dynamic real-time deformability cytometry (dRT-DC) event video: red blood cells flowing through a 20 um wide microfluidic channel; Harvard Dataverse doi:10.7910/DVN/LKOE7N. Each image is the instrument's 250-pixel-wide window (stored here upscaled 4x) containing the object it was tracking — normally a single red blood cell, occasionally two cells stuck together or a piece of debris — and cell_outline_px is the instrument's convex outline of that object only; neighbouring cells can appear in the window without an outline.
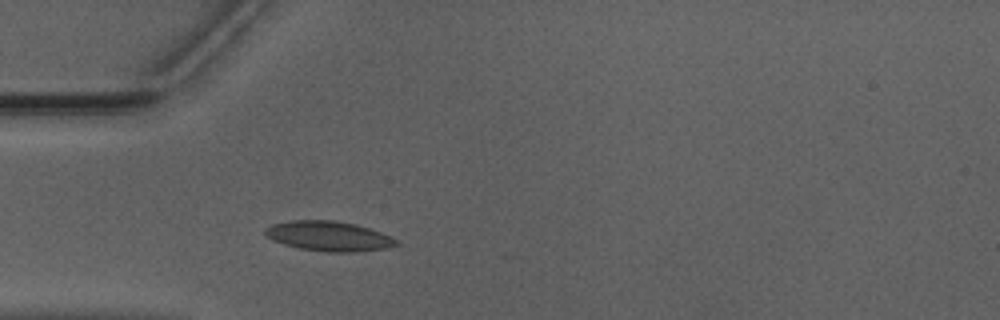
{"species": "Egyptian fruit bat (a non-hibernating species)", "species_latin": "Rousettus aegyptiacus", "temperature_condition": "warm", "stored_images_in_passage": 7, "camera_frame_rate_fps": 3000, "um_per_image_px": 0.085, "animal": {"sex": "male"}, "frame": {"image": 1, "passage_image": 1, "time_ms": 0.0, "image_size_px": [1000, 320], "cell_outline_px": [[400, 244], [388, 248], [360, 252], [328, 252], [296, 248], [272, 240], [264, 232], [264, 228], [272, 224], [292, 220], [336, 220], [356, 224], [380, 232], [396, 240]], "centroid_in_image_um": [27.93, 20.07], "position_along_channel_um": 57.1, "area_um2": 22.95}}
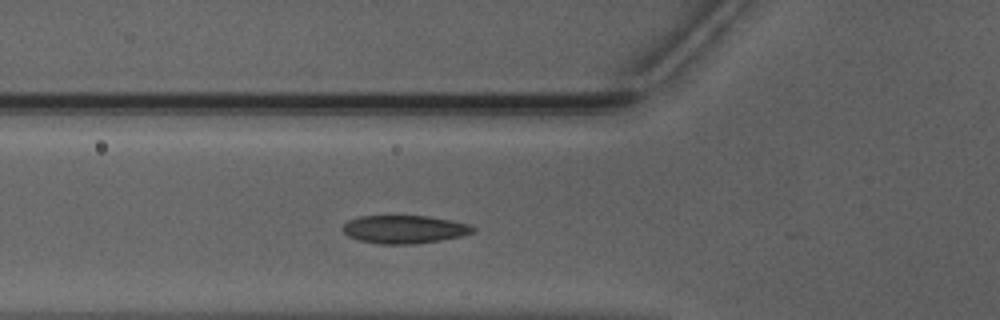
{"frame": {"image": 2, "passage_image": 4, "time_ms": 1.0, "image_size_px": [1000, 320], "cell_outline_px": [[476, 232], [460, 236], [440, 240], [416, 244], [380, 244], [360, 240], [348, 236], [340, 228], [348, 220], [360, 216], [428, 216], [452, 220], [472, 224], [476, 228]], "centroid_in_image_um": [34.4, 19.49], "position_along_channel_um": 91.4, "area_um2": 21.5}}